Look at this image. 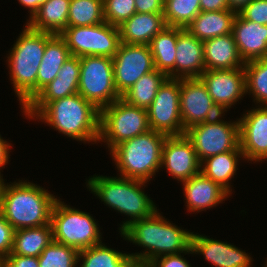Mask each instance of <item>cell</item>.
<instances>
[{
  "mask_svg": "<svg viewBox=\"0 0 267 267\" xmlns=\"http://www.w3.org/2000/svg\"><path fill=\"white\" fill-rule=\"evenodd\" d=\"M95 221L89 213L57 199L50 220L53 240L78 251L100 244L101 233Z\"/></svg>",
  "mask_w": 267,
  "mask_h": 267,
  "instance_id": "7",
  "label": "cell"
},
{
  "mask_svg": "<svg viewBox=\"0 0 267 267\" xmlns=\"http://www.w3.org/2000/svg\"><path fill=\"white\" fill-rule=\"evenodd\" d=\"M72 56H105L113 58L120 41L117 26L103 22L90 26H67L60 34Z\"/></svg>",
  "mask_w": 267,
  "mask_h": 267,
  "instance_id": "10",
  "label": "cell"
},
{
  "mask_svg": "<svg viewBox=\"0 0 267 267\" xmlns=\"http://www.w3.org/2000/svg\"><path fill=\"white\" fill-rule=\"evenodd\" d=\"M34 118L74 140H99L100 110L79 93L49 102Z\"/></svg>",
  "mask_w": 267,
  "mask_h": 267,
  "instance_id": "3",
  "label": "cell"
},
{
  "mask_svg": "<svg viewBox=\"0 0 267 267\" xmlns=\"http://www.w3.org/2000/svg\"><path fill=\"white\" fill-rule=\"evenodd\" d=\"M52 241L51 224L18 229L14 232L13 247L10 254L38 257Z\"/></svg>",
  "mask_w": 267,
  "mask_h": 267,
  "instance_id": "29",
  "label": "cell"
},
{
  "mask_svg": "<svg viewBox=\"0 0 267 267\" xmlns=\"http://www.w3.org/2000/svg\"><path fill=\"white\" fill-rule=\"evenodd\" d=\"M78 262L81 267H135L130 253L118 252L102 242L79 251Z\"/></svg>",
  "mask_w": 267,
  "mask_h": 267,
  "instance_id": "32",
  "label": "cell"
},
{
  "mask_svg": "<svg viewBox=\"0 0 267 267\" xmlns=\"http://www.w3.org/2000/svg\"><path fill=\"white\" fill-rule=\"evenodd\" d=\"M151 130L166 136L185 134L180 116V79L167 78L147 109Z\"/></svg>",
  "mask_w": 267,
  "mask_h": 267,
  "instance_id": "12",
  "label": "cell"
},
{
  "mask_svg": "<svg viewBox=\"0 0 267 267\" xmlns=\"http://www.w3.org/2000/svg\"><path fill=\"white\" fill-rule=\"evenodd\" d=\"M237 13L232 10L201 11L185 28L201 41L232 33Z\"/></svg>",
  "mask_w": 267,
  "mask_h": 267,
  "instance_id": "24",
  "label": "cell"
},
{
  "mask_svg": "<svg viewBox=\"0 0 267 267\" xmlns=\"http://www.w3.org/2000/svg\"><path fill=\"white\" fill-rule=\"evenodd\" d=\"M0 267H4V259L0 257Z\"/></svg>",
  "mask_w": 267,
  "mask_h": 267,
  "instance_id": "48",
  "label": "cell"
},
{
  "mask_svg": "<svg viewBox=\"0 0 267 267\" xmlns=\"http://www.w3.org/2000/svg\"><path fill=\"white\" fill-rule=\"evenodd\" d=\"M246 93L253 101L267 106V57L246 62L244 65Z\"/></svg>",
  "mask_w": 267,
  "mask_h": 267,
  "instance_id": "33",
  "label": "cell"
},
{
  "mask_svg": "<svg viewBox=\"0 0 267 267\" xmlns=\"http://www.w3.org/2000/svg\"><path fill=\"white\" fill-rule=\"evenodd\" d=\"M220 117L199 123L185 130L186 137L192 142L199 161L232 150L239 146V122L224 121Z\"/></svg>",
  "mask_w": 267,
  "mask_h": 267,
  "instance_id": "11",
  "label": "cell"
},
{
  "mask_svg": "<svg viewBox=\"0 0 267 267\" xmlns=\"http://www.w3.org/2000/svg\"><path fill=\"white\" fill-rule=\"evenodd\" d=\"M14 232V228L0 212V257L3 259L12 251Z\"/></svg>",
  "mask_w": 267,
  "mask_h": 267,
  "instance_id": "39",
  "label": "cell"
},
{
  "mask_svg": "<svg viewBox=\"0 0 267 267\" xmlns=\"http://www.w3.org/2000/svg\"><path fill=\"white\" fill-rule=\"evenodd\" d=\"M200 12V0H164L167 26L185 29Z\"/></svg>",
  "mask_w": 267,
  "mask_h": 267,
  "instance_id": "35",
  "label": "cell"
},
{
  "mask_svg": "<svg viewBox=\"0 0 267 267\" xmlns=\"http://www.w3.org/2000/svg\"><path fill=\"white\" fill-rule=\"evenodd\" d=\"M112 62L114 85L120 96L132 87L140 77L155 69L149 45L121 42Z\"/></svg>",
  "mask_w": 267,
  "mask_h": 267,
  "instance_id": "13",
  "label": "cell"
},
{
  "mask_svg": "<svg viewBox=\"0 0 267 267\" xmlns=\"http://www.w3.org/2000/svg\"><path fill=\"white\" fill-rule=\"evenodd\" d=\"M71 56L66 42L60 35H53L47 42L37 73V93L58 75L64 62Z\"/></svg>",
  "mask_w": 267,
  "mask_h": 267,
  "instance_id": "27",
  "label": "cell"
},
{
  "mask_svg": "<svg viewBox=\"0 0 267 267\" xmlns=\"http://www.w3.org/2000/svg\"><path fill=\"white\" fill-rule=\"evenodd\" d=\"M105 22L103 0H71L68 26H90Z\"/></svg>",
  "mask_w": 267,
  "mask_h": 267,
  "instance_id": "34",
  "label": "cell"
},
{
  "mask_svg": "<svg viewBox=\"0 0 267 267\" xmlns=\"http://www.w3.org/2000/svg\"><path fill=\"white\" fill-rule=\"evenodd\" d=\"M177 42V27L166 26L149 44L154 68L174 79V64Z\"/></svg>",
  "mask_w": 267,
  "mask_h": 267,
  "instance_id": "28",
  "label": "cell"
},
{
  "mask_svg": "<svg viewBox=\"0 0 267 267\" xmlns=\"http://www.w3.org/2000/svg\"><path fill=\"white\" fill-rule=\"evenodd\" d=\"M232 34L244 63L267 57V25L246 20L237 13Z\"/></svg>",
  "mask_w": 267,
  "mask_h": 267,
  "instance_id": "20",
  "label": "cell"
},
{
  "mask_svg": "<svg viewBox=\"0 0 267 267\" xmlns=\"http://www.w3.org/2000/svg\"><path fill=\"white\" fill-rule=\"evenodd\" d=\"M18 1L22 6L28 8L30 12L29 19H31L33 15L38 11L39 7L42 4H44L47 0H18Z\"/></svg>",
  "mask_w": 267,
  "mask_h": 267,
  "instance_id": "46",
  "label": "cell"
},
{
  "mask_svg": "<svg viewBox=\"0 0 267 267\" xmlns=\"http://www.w3.org/2000/svg\"><path fill=\"white\" fill-rule=\"evenodd\" d=\"M87 188L102 202L130 218L119 228L120 233L132 222L150 217L157 211L156 205L141 189L146 181L127 177L96 176L87 180Z\"/></svg>",
  "mask_w": 267,
  "mask_h": 267,
  "instance_id": "5",
  "label": "cell"
},
{
  "mask_svg": "<svg viewBox=\"0 0 267 267\" xmlns=\"http://www.w3.org/2000/svg\"><path fill=\"white\" fill-rule=\"evenodd\" d=\"M238 119L239 146L248 161L267 160V106H256Z\"/></svg>",
  "mask_w": 267,
  "mask_h": 267,
  "instance_id": "16",
  "label": "cell"
},
{
  "mask_svg": "<svg viewBox=\"0 0 267 267\" xmlns=\"http://www.w3.org/2000/svg\"><path fill=\"white\" fill-rule=\"evenodd\" d=\"M240 14L246 20L267 25V0H252Z\"/></svg>",
  "mask_w": 267,
  "mask_h": 267,
  "instance_id": "38",
  "label": "cell"
},
{
  "mask_svg": "<svg viewBox=\"0 0 267 267\" xmlns=\"http://www.w3.org/2000/svg\"><path fill=\"white\" fill-rule=\"evenodd\" d=\"M78 254L77 249L53 240L38 256L39 267H76Z\"/></svg>",
  "mask_w": 267,
  "mask_h": 267,
  "instance_id": "36",
  "label": "cell"
},
{
  "mask_svg": "<svg viewBox=\"0 0 267 267\" xmlns=\"http://www.w3.org/2000/svg\"><path fill=\"white\" fill-rule=\"evenodd\" d=\"M78 93L99 110L121 98L114 85L112 58L105 56L80 58Z\"/></svg>",
  "mask_w": 267,
  "mask_h": 267,
  "instance_id": "9",
  "label": "cell"
},
{
  "mask_svg": "<svg viewBox=\"0 0 267 267\" xmlns=\"http://www.w3.org/2000/svg\"><path fill=\"white\" fill-rule=\"evenodd\" d=\"M166 137L163 133L149 130L115 146L110 155L120 176L149 182L161 168Z\"/></svg>",
  "mask_w": 267,
  "mask_h": 267,
  "instance_id": "6",
  "label": "cell"
},
{
  "mask_svg": "<svg viewBox=\"0 0 267 267\" xmlns=\"http://www.w3.org/2000/svg\"><path fill=\"white\" fill-rule=\"evenodd\" d=\"M206 70L244 67L232 33L203 41Z\"/></svg>",
  "mask_w": 267,
  "mask_h": 267,
  "instance_id": "23",
  "label": "cell"
},
{
  "mask_svg": "<svg viewBox=\"0 0 267 267\" xmlns=\"http://www.w3.org/2000/svg\"><path fill=\"white\" fill-rule=\"evenodd\" d=\"M174 79L200 78L206 70L204 45L186 29L177 27Z\"/></svg>",
  "mask_w": 267,
  "mask_h": 267,
  "instance_id": "18",
  "label": "cell"
},
{
  "mask_svg": "<svg viewBox=\"0 0 267 267\" xmlns=\"http://www.w3.org/2000/svg\"><path fill=\"white\" fill-rule=\"evenodd\" d=\"M200 9L204 12L229 10L227 0H200Z\"/></svg>",
  "mask_w": 267,
  "mask_h": 267,
  "instance_id": "44",
  "label": "cell"
},
{
  "mask_svg": "<svg viewBox=\"0 0 267 267\" xmlns=\"http://www.w3.org/2000/svg\"><path fill=\"white\" fill-rule=\"evenodd\" d=\"M137 13H163L164 0H135Z\"/></svg>",
  "mask_w": 267,
  "mask_h": 267,
  "instance_id": "43",
  "label": "cell"
},
{
  "mask_svg": "<svg viewBox=\"0 0 267 267\" xmlns=\"http://www.w3.org/2000/svg\"><path fill=\"white\" fill-rule=\"evenodd\" d=\"M80 57L70 56L58 71L57 77L66 80H79Z\"/></svg>",
  "mask_w": 267,
  "mask_h": 267,
  "instance_id": "41",
  "label": "cell"
},
{
  "mask_svg": "<svg viewBox=\"0 0 267 267\" xmlns=\"http://www.w3.org/2000/svg\"><path fill=\"white\" fill-rule=\"evenodd\" d=\"M149 265L151 267H192L181 253L156 257Z\"/></svg>",
  "mask_w": 267,
  "mask_h": 267,
  "instance_id": "40",
  "label": "cell"
},
{
  "mask_svg": "<svg viewBox=\"0 0 267 267\" xmlns=\"http://www.w3.org/2000/svg\"><path fill=\"white\" fill-rule=\"evenodd\" d=\"M0 181V212L14 230L51 224V212L57 198L34 183L19 180Z\"/></svg>",
  "mask_w": 267,
  "mask_h": 267,
  "instance_id": "2",
  "label": "cell"
},
{
  "mask_svg": "<svg viewBox=\"0 0 267 267\" xmlns=\"http://www.w3.org/2000/svg\"><path fill=\"white\" fill-rule=\"evenodd\" d=\"M244 158L241 150H232L210 156L201 161L200 172L232 194L230 180L238 170V158ZM204 164V165H203Z\"/></svg>",
  "mask_w": 267,
  "mask_h": 267,
  "instance_id": "26",
  "label": "cell"
},
{
  "mask_svg": "<svg viewBox=\"0 0 267 267\" xmlns=\"http://www.w3.org/2000/svg\"><path fill=\"white\" fill-rule=\"evenodd\" d=\"M167 78L164 73L154 69L140 77L121 98L130 105L147 110Z\"/></svg>",
  "mask_w": 267,
  "mask_h": 267,
  "instance_id": "31",
  "label": "cell"
},
{
  "mask_svg": "<svg viewBox=\"0 0 267 267\" xmlns=\"http://www.w3.org/2000/svg\"><path fill=\"white\" fill-rule=\"evenodd\" d=\"M252 0H227L229 10L240 13Z\"/></svg>",
  "mask_w": 267,
  "mask_h": 267,
  "instance_id": "47",
  "label": "cell"
},
{
  "mask_svg": "<svg viewBox=\"0 0 267 267\" xmlns=\"http://www.w3.org/2000/svg\"><path fill=\"white\" fill-rule=\"evenodd\" d=\"M135 267H151L149 264H142V265H137Z\"/></svg>",
  "mask_w": 267,
  "mask_h": 267,
  "instance_id": "49",
  "label": "cell"
},
{
  "mask_svg": "<svg viewBox=\"0 0 267 267\" xmlns=\"http://www.w3.org/2000/svg\"><path fill=\"white\" fill-rule=\"evenodd\" d=\"M167 26L163 13H135L118 26L124 44L149 45Z\"/></svg>",
  "mask_w": 267,
  "mask_h": 267,
  "instance_id": "22",
  "label": "cell"
},
{
  "mask_svg": "<svg viewBox=\"0 0 267 267\" xmlns=\"http://www.w3.org/2000/svg\"><path fill=\"white\" fill-rule=\"evenodd\" d=\"M78 84L79 80L55 77L22 108L24 115L33 119L49 102L77 94Z\"/></svg>",
  "mask_w": 267,
  "mask_h": 267,
  "instance_id": "30",
  "label": "cell"
},
{
  "mask_svg": "<svg viewBox=\"0 0 267 267\" xmlns=\"http://www.w3.org/2000/svg\"><path fill=\"white\" fill-rule=\"evenodd\" d=\"M4 267H39L38 257L9 254L4 258Z\"/></svg>",
  "mask_w": 267,
  "mask_h": 267,
  "instance_id": "42",
  "label": "cell"
},
{
  "mask_svg": "<svg viewBox=\"0 0 267 267\" xmlns=\"http://www.w3.org/2000/svg\"><path fill=\"white\" fill-rule=\"evenodd\" d=\"M105 22L119 26L136 13L135 0H103Z\"/></svg>",
  "mask_w": 267,
  "mask_h": 267,
  "instance_id": "37",
  "label": "cell"
},
{
  "mask_svg": "<svg viewBox=\"0 0 267 267\" xmlns=\"http://www.w3.org/2000/svg\"><path fill=\"white\" fill-rule=\"evenodd\" d=\"M149 130L147 110L130 105L122 98L100 110L98 143L106 142L110 151L123 141Z\"/></svg>",
  "mask_w": 267,
  "mask_h": 267,
  "instance_id": "8",
  "label": "cell"
},
{
  "mask_svg": "<svg viewBox=\"0 0 267 267\" xmlns=\"http://www.w3.org/2000/svg\"><path fill=\"white\" fill-rule=\"evenodd\" d=\"M10 147L11 144L3 140L1 135H0V169L5 167V165L9 161V156H10ZM1 172H0V180H2Z\"/></svg>",
  "mask_w": 267,
  "mask_h": 267,
  "instance_id": "45",
  "label": "cell"
},
{
  "mask_svg": "<svg viewBox=\"0 0 267 267\" xmlns=\"http://www.w3.org/2000/svg\"><path fill=\"white\" fill-rule=\"evenodd\" d=\"M200 79L223 114L246 94L244 67L205 70Z\"/></svg>",
  "mask_w": 267,
  "mask_h": 267,
  "instance_id": "15",
  "label": "cell"
},
{
  "mask_svg": "<svg viewBox=\"0 0 267 267\" xmlns=\"http://www.w3.org/2000/svg\"><path fill=\"white\" fill-rule=\"evenodd\" d=\"M120 235L133 244L145 248L143 253L130 254L135 266L149 264L162 255L193 253L192 232L167 221L158 210L150 217L130 223Z\"/></svg>",
  "mask_w": 267,
  "mask_h": 267,
  "instance_id": "1",
  "label": "cell"
},
{
  "mask_svg": "<svg viewBox=\"0 0 267 267\" xmlns=\"http://www.w3.org/2000/svg\"><path fill=\"white\" fill-rule=\"evenodd\" d=\"M13 45L7 63L14 92L21 109L37 94V73L46 42L54 35L30 28L27 24Z\"/></svg>",
  "mask_w": 267,
  "mask_h": 267,
  "instance_id": "4",
  "label": "cell"
},
{
  "mask_svg": "<svg viewBox=\"0 0 267 267\" xmlns=\"http://www.w3.org/2000/svg\"><path fill=\"white\" fill-rule=\"evenodd\" d=\"M222 114L200 78L180 79V116L184 130Z\"/></svg>",
  "mask_w": 267,
  "mask_h": 267,
  "instance_id": "14",
  "label": "cell"
},
{
  "mask_svg": "<svg viewBox=\"0 0 267 267\" xmlns=\"http://www.w3.org/2000/svg\"><path fill=\"white\" fill-rule=\"evenodd\" d=\"M191 248L193 253L202 254L216 267H251L253 261L248 253L238 247L199 234L192 233Z\"/></svg>",
  "mask_w": 267,
  "mask_h": 267,
  "instance_id": "19",
  "label": "cell"
},
{
  "mask_svg": "<svg viewBox=\"0 0 267 267\" xmlns=\"http://www.w3.org/2000/svg\"><path fill=\"white\" fill-rule=\"evenodd\" d=\"M70 1L47 0L26 24L37 31L60 35L68 26Z\"/></svg>",
  "mask_w": 267,
  "mask_h": 267,
  "instance_id": "25",
  "label": "cell"
},
{
  "mask_svg": "<svg viewBox=\"0 0 267 267\" xmlns=\"http://www.w3.org/2000/svg\"><path fill=\"white\" fill-rule=\"evenodd\" d=\"M200 165L195 148L186 135L167 136L162 147L161 168L165 166L169 174L184 182L200 173Z\"/></svg>",
  "mask_w": 267,
  "mask_h": 267,
  "instance_id": "17",
  "label": "cell"
},
{
  "mask_svg": "<svg viewBox=\"0 0 267 267\" xmlns=\"http://www.w3.org/2000/svg\"><path fill=\"white\" fill-rule=\"evenodd\" d=\"M187 210L201 212L217 206L230 196L220 185L201 172L182 182Z\"/></svg>",
  "mask_w": 267,
  "mask_h": 267,
  "instance_id": "21",
  "label": "cell"
}]
</instances>
